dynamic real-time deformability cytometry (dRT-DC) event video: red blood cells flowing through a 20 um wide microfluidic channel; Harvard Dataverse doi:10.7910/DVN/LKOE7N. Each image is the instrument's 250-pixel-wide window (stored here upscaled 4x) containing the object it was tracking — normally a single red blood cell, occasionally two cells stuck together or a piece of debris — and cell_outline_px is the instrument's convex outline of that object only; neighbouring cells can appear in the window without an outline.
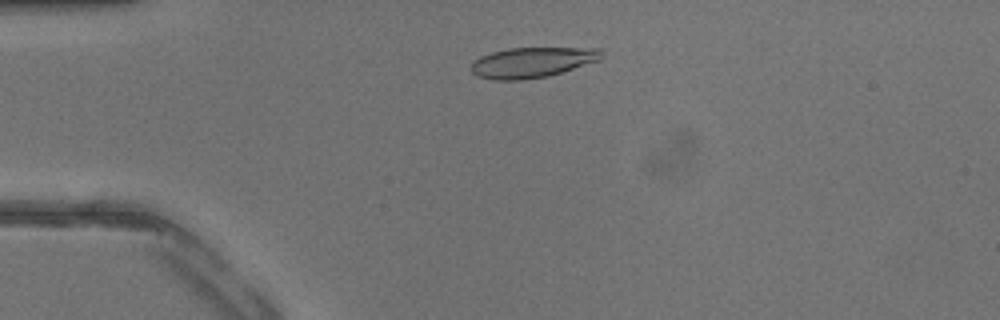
{"species": "common noctule bat (a hibernating species)", "species_latin": "Nyctalus noctula", "temperature_condition": "warm", "stored_images_in_passage": 39, "camera_frame_rate_fps": 3000, "um_per_image_px": 0.085, "animal": {"sex": "male", "body_mass_g": 13.3}, "frame": {"image": 1, "passage_image": 8, "time_ms": 2.333, "image_size_px": [1000, 320], "cell_outline_px": [[604, 56], [600, 60], [548, 76], [520, 80], [496, 80], [476, 76], [472, 72], [472, 64], [480, 56], [492, 52], [508, 48], [600, 48], [604, 52]], "centroid_in_image_um": [45.26, 5.3], "position_along_channel_um": 39.7, "area_um2": 23.0}}
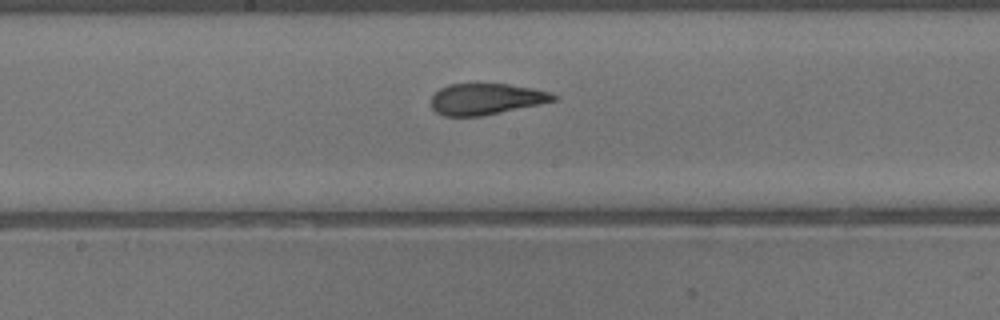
{"frame": {"image": 2, "passage_image": 20, "time_ms": 6.333, "image_size_px": [1000, 320], "cell_outline_px": [[556, 100], [540, 104], [484, 116], [444, 116], [436, 112], [432, 108], [432, 96], [440, 88], [448, 84], [508, 84], [532, 88], [552, 92], [556, 96]], "centroid_in_image_um": [41.32, 8.42], "position_along_channel_um": 206.9, "area_um2": 22.25}}
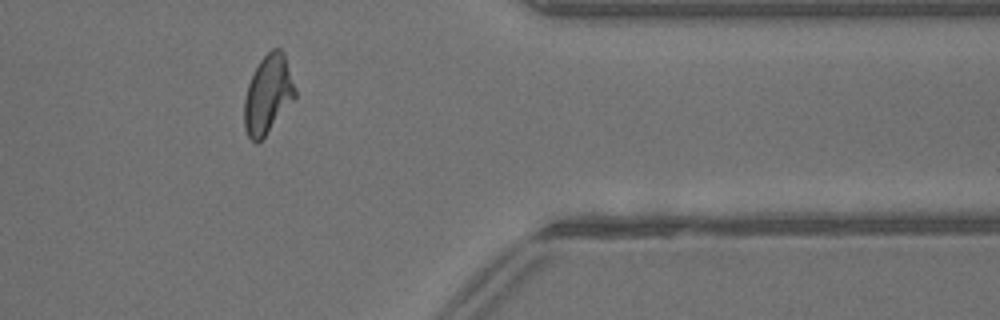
{"frame": {"image": 3, "passage_image": 32, "time_ms": 10.333, "image_size_px": [1000, 320], "cell_outline_px": [[296, 96], [264, 136], [256, 144], [248, 136], [244, 128], [244, 100], [248, 84], [260, 60], [272, 48], [280, 48], [284, 52], [296, 88]], "centroid_in_image_um": [22.77, 8.0], "position_along_channel_um": 388.6, "area_um2": 22.95}}